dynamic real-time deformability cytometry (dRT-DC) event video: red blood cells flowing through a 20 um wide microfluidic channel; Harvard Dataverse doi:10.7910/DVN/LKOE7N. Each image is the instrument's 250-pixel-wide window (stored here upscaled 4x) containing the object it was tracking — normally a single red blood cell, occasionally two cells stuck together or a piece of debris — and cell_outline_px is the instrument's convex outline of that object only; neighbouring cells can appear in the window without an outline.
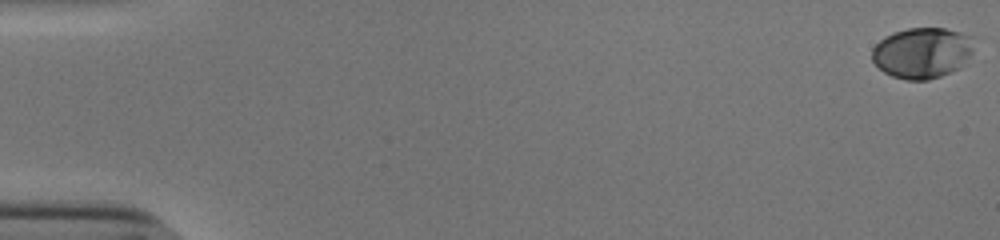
{"species": "human", "species_latin": "Homo sapiens", "temperature_condition": "cold", "stored_images_in_passage": 49, "camera_frame_rate_fps": 3000, "um_per_image_px": 0.085, "donor": {"sex": "male"}, "frame": {"image": 1, "passage_image": 1, "time_ms": 0.0, "image_size_px": [1000, 240], "cell_outline_px": [[972, 52], [960, 68], [940, 76], [928, 80], [904, 80], [892, 76], [884, 72], [872, 60], [872, 48], [884, 36], [892, 32], [908, 28], [944, 28], [960, 32], [972, 36]], "centroid_in_image_um": [78.36, 4.49], "position_along_channel_um": 6.6, "area_um2": 30.23}}
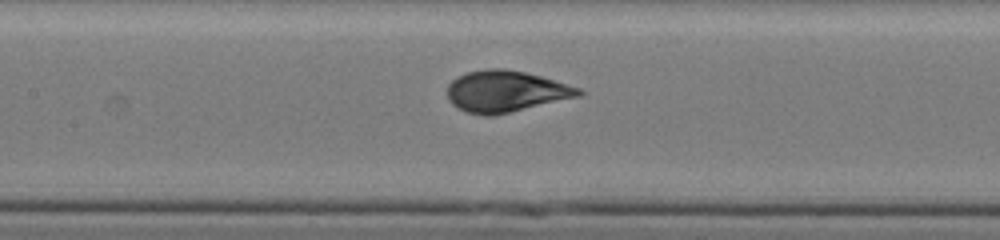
{"frame": {"image": 2, "passage_image": 27, "time_ms": 8.667, "image_size_px": [1000, 240], "cell_outline_px": [[584, 92], [580, 96], [492, 116], [484, 116], [468, 112], [452, 104], [448, 100], [448, 84], [452, 80], [468, 72], [484, 68], [504, 68], [524, 72], [540, 76], [580, 88]], "centroid_in_image_um": [42.97, 7.76], "position_along_channel_um": 164.4, "area_um2": 31.39}}
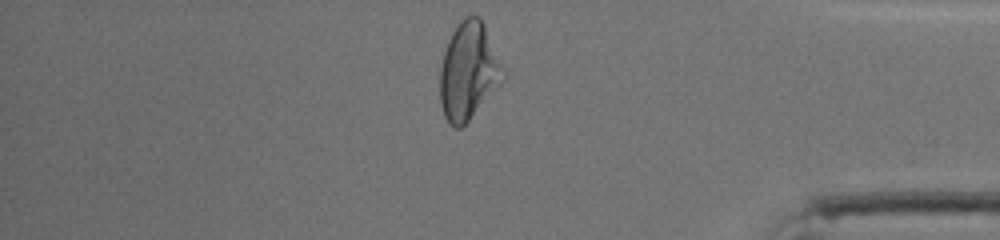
{"frame": {"image": 3, "passage_image": 47, "time_ms": 15.333, "image_size_px": [1000, 240], "cell_outline_px": [[504, 80], [468, 120], [460, 128], [456, 128], [448, 124], [444, 116], [440, 104], [440, 68], [444, 52], [448, 40], [452, 32], [460, 20], [464, 16], [480, 16], [484, 24], [504, 76]], "centroid_in_image_um": [39.77, 6.06], "position_along_channel_um": 395.4, "area_um2": 35.03}, "authors_computed_cell_mechanics": {"area_um2": 31.2698, "velocity_mm_per_s": 3.8457, "shape_relaxation_time_tau1_ms": 3.8119, "shape_relaxation_time_tau2_ms": null, "deformation_change_tau1": 0.1758, "deformation_change_tau2": null}}